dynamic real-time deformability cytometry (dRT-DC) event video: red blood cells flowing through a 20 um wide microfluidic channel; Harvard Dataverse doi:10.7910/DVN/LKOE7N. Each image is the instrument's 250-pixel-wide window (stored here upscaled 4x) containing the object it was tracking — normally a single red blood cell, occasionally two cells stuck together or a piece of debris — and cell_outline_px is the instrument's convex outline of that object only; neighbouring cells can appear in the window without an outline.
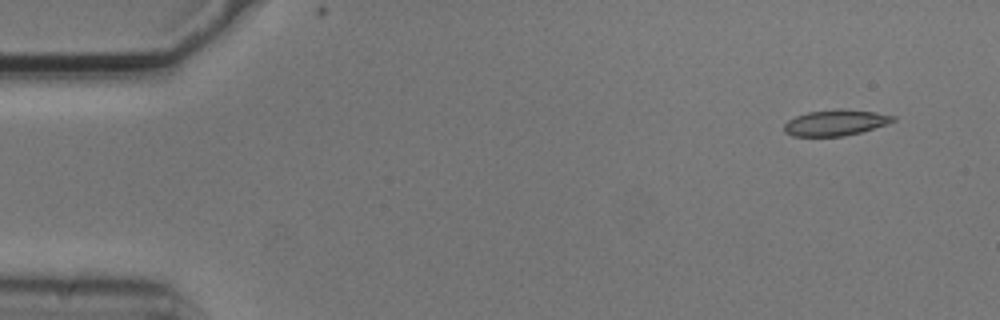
{"species": "common noctule bat (a hibernating species)", "species_latin": "Nyctalus noctula", "temperature_condition": "cold", "stored_images_in_passage": 6, "camera_frame_rate_fps": 3000, "um_per_image_px": 0.085, "animal": {"sex": "male", "body_mass_g": 20.5, "forearm_length_mm": 52.5}, "frame": {"image": 1, "passage_image": 1, "time_ms": 0.0, "image_size_px": [1000, 320], "cell_outline_px": [[896, 120], [860, 132], [844, 136], [792, 136], [784, 132], [784, 124], [788, 120], [796, 116], [808, 112], [840, 108], [876, 112], [896, 116]], "centroid_in_image_um": [70.99, 10.42], "position_along_channel_um": 14.0, "area_um2": 16.36}}
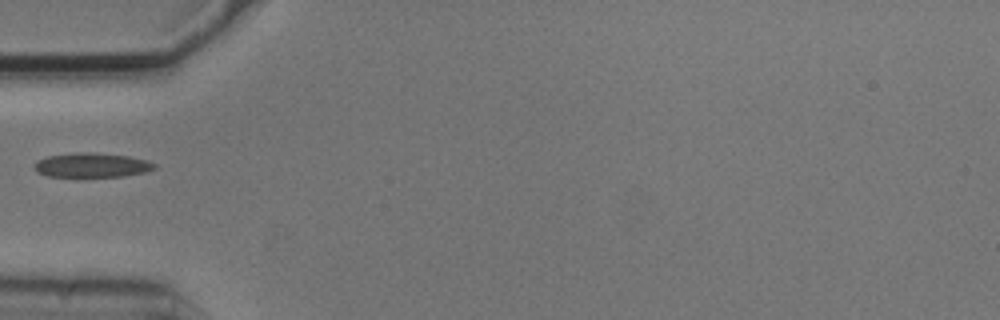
{"frame": {"image": 2, "passage_image": 5, "time_ms": 1.333, "image_size_px": [1000, 320], "cell_outline_px": [[156, 168], [144, 172], [124, 176], [48, 176], [40, 172], [36, 168], [36, 160], [48, 156], [80, 152], [92, 152], [128, 156], [148, 160], [156, 164]], "centroid_in_image_um": [7.86, 14.02], "position_along_channel_um": 77.1, "area_um2": 16.76}}
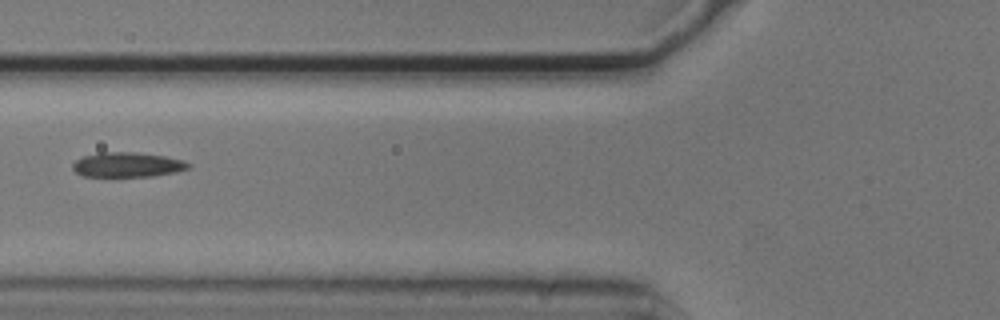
{"frame": {"image": 3, "passage_image": 6, "time_ms": 1.667, "image_size_px": [1000, 320], "cell_outline_px": [[192, 164], [188, 168], [176, 172], [152, 176], [84, 176], [76, 172], [72, 168], [72, 164], [76, 160], [84, 156], [100, 152], [136, 152], [164, 156], [180, 160]], "centroid_in_image_um": [10.81, 14.0], "position_along_channel_um": 115.0, "area_um2": 16.53}}